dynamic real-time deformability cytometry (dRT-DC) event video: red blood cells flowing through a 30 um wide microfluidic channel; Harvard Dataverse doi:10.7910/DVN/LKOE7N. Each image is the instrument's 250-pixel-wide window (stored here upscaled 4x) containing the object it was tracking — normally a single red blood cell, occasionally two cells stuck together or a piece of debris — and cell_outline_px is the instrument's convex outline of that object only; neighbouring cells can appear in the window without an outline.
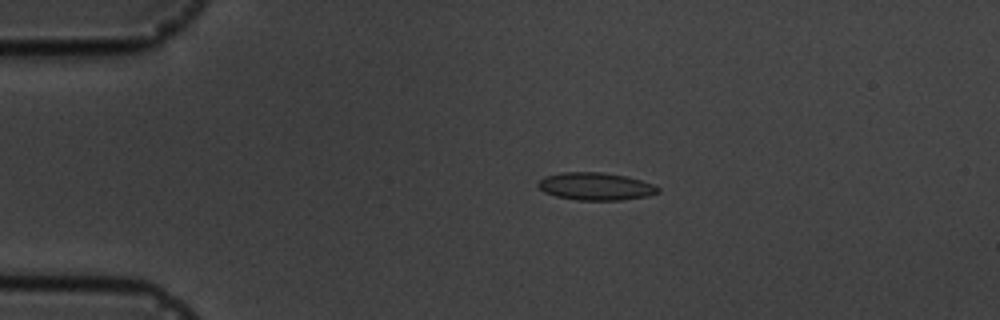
{"species": "common noctule bat (a hibernating species)", "species_latin": "Nyctalus noctula", "temperature_condition": "cold", "stored_images_in_passage": 5, "camera_frame_rate_fps": 3000, "um_per_image_px": 0.085, "animal": {"sex": "male", "body_mass_g": 19.5, "forearm_length_mm": 54.6}, "frame": {"image": 1, "passage_image": 4, "time_ms": 3.667, "image_size_px": [1000, 320], "cell_outline_px": [[660, 192], [648, 196], [620, 200], [576, 200], [556, 196], [544, 192], [536, 184], [544, 176], [560, 172], [600, 172], [628, 176], [652, 184], [660, 188]], "centroid_in_image_um": [50.62, 15.84], "position_along_channel_um": 34.4, "area_um2": 19.36}}